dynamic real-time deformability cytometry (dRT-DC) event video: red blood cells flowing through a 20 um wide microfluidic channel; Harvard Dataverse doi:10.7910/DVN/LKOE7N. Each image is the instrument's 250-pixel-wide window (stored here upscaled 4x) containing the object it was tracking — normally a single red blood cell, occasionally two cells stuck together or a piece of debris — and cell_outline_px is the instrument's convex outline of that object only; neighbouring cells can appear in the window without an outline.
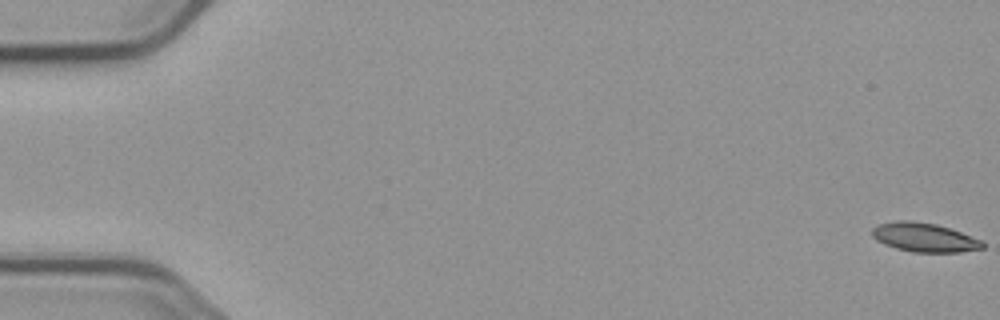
{"species": "common noctule bat (a hibernating species)", "species_latin": "Nyctalus noctula", "temperature_condition": "cold", "stored_images_in_passage": 6, "camera_frame_rate_fps": 3000, "um_per_image_px": 0.085, "animal": {"sex": "male", "body_mass_g": 23.1, "forearm_length_mm": 52.7}, "frame": {"image": 1, "passage_image": 1, "time_ms": 0.0, "image_size_px": [1000, 320], "cell_outline_px": [[984, 248], [960, 252], [912, 252], [896, 248], [884, 244], [876, 240], [872, 236], [872, 228], [880, 224], [896, 220], [908, 220], [936, 224], [960, 232], [980, 240], [984, 244]], "centroid_in_image_um": [78.53, 20.18], "position_along_channel_um": 6.5, "area_um2": 18.5}}
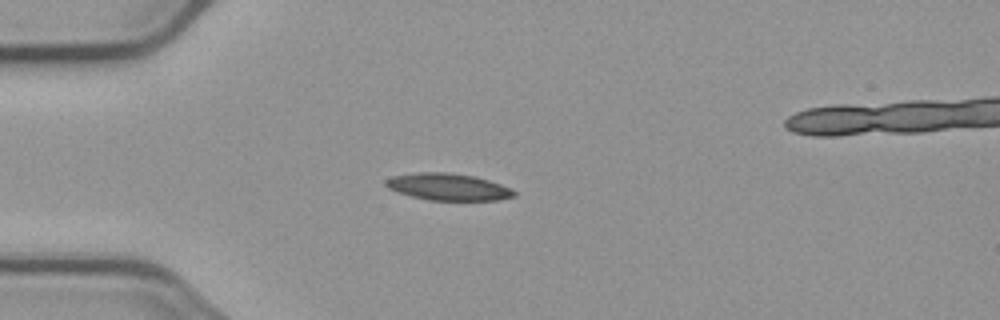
{"frame": {"image": 2, "passage_image": 5, "time_ms": 5.0, "image_size_px": [1000, 320], "cell_outline_px": [[516, 196], [496, 200], [428, 200], [396, 192], [388, 188], [384, 184], [384, 180], [392, 176], [416, 172], [448, 172], [476, 176], [512, 188], [516, 192]], "centroid_in_image_um": [38.07, 15.88], "position_along_channel_um": 46.9, "area_um2": 20.29}}